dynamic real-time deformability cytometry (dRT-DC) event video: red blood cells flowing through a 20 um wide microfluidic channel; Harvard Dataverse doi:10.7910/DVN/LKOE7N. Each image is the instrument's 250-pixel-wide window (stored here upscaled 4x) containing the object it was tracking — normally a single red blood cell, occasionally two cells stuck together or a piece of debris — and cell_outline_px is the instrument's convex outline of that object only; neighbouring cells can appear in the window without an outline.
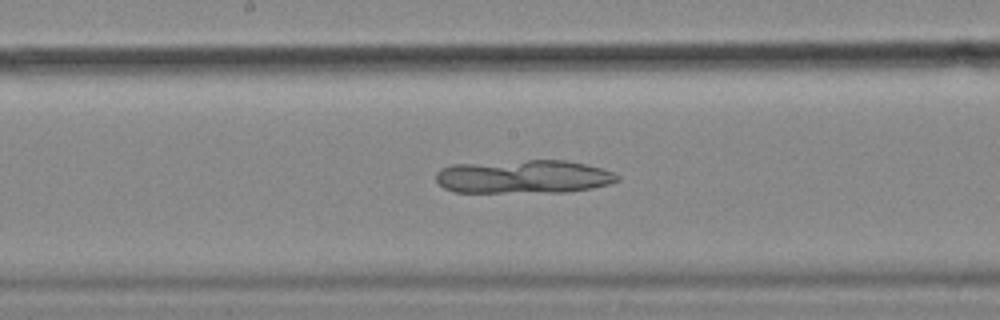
{"species": "common noctule bat (a hibernating species)", "species_latin": "Nyctalus noctula", "temperature_condition": "cold", "stored_images_in_passage": 47, "camera_frame_rate_fps": 3000, "um_per_image_px": 0.085, "animal": {"sex": "female", "body_mass_g": 18.4}, "frame": {"image": 1, "passage_image": 19, "time_ms": 6.0, "image_size_px": [1000, 320], "cell_outline_px": [[620, 180], [608, 184], [592, 188], [568, 192], [456, 192], [444, 188], [436, 180], [436, 172], [440, 168], [452, 164], [528, 160], [564, 160], [584, 164], [600, 168], [612, 172], [620, 176]], "centroid_in_image_um": [44.49, 15.02], "position_along_channel_um": 203.7, "area_um2": 35.43}}
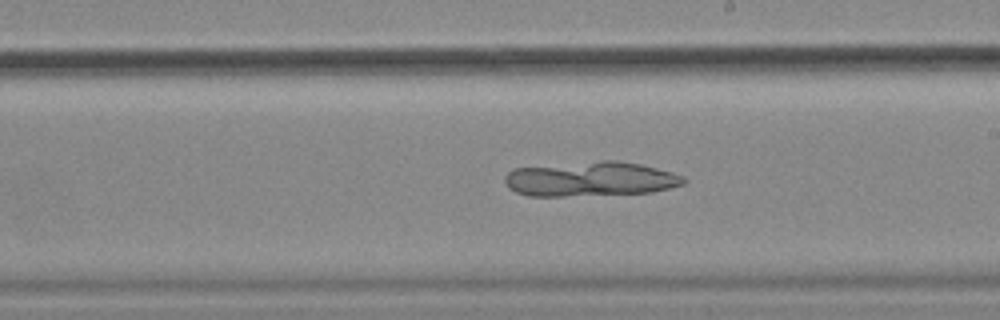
{"frame": {"image": 2, "passage_image": 22, "time_ms": 7.0, "image_size_px": [1000, 320], "cell_outline_px": [[688, 180], [684, 184], [652, 192], [564, 196], [528, 196], [516, 192], [508, 188], [504, 184], [504, 176], [512, 168], [600, 160], [616, 160], [640, 164], [672, 172], [684, 176]], "centroid_in_image_um": [50.16, 15.21], "position_along_channel_um": 238.8, "area_um2": 36.36}}